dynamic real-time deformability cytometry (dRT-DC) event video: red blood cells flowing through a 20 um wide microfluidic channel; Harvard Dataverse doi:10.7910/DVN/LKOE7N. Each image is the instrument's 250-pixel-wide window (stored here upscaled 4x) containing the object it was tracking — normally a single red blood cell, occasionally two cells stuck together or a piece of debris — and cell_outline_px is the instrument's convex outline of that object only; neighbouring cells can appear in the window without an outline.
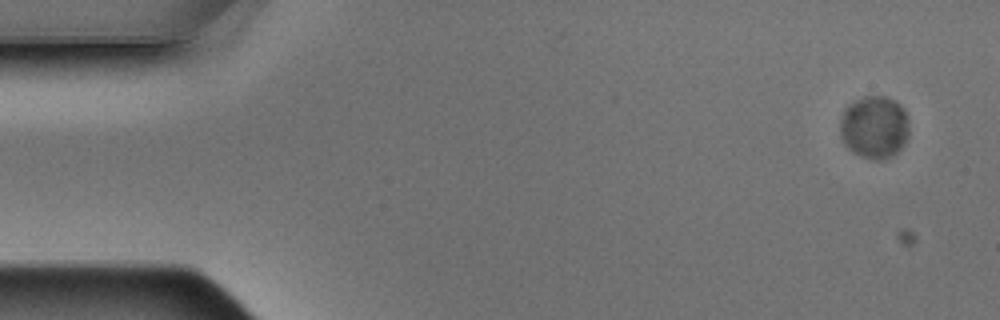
{"species": "Egyptian fruit bat (a non-hibernating species)", "species_latin": "Rousettus aegyptiacus", "temperature_condition": "warm", "stored_images_in_passage": 6, "segment_of_instrument_passage": [1, 2], "camera_frame_rate_fps": 3000, "um_per_image_px": 0.085, "animal": {"sex": "male"}, "frame": {"image": 1, "passage_image": 1, "time_ms": 0.0, "image_size_px": [1000, 320], "cell_outline_px": [[908, 136], [904, 144], [892, 156], [876, 160], [852, 152], [844, 144], [840, 132], [840, 120], [844, 108], [848, 104], [864, 96], [884, 96], [900, 104], [904, 108], [908, 120]], "centroid_in_image_um": [74.31, 10.79], "position_along_channel_um": 10.7, "area_um2": 25.2}}